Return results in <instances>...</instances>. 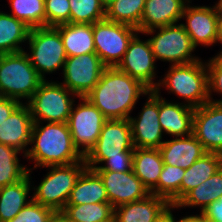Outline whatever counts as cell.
I'll return each mask as SVG.
<instances>
[{
  "label": "cell",
  "instance_id": "obj_35",
  "mask_svg": "<svg viewBox=\"0 0 222 222\" xmlns=\"http://www.w3.org/2000/svg\"><path fill=\"white\" fill-rule=\"evenodd\" d=\"M70 23L94 24L105 19V8L100 0H69Z\"/></svg>",
  "mask_w": 222,
  "mask_h": 222
},
{
  "label": "cell",
  "instance_id": "obj_27",
  "mask_svg": "<svg viewBox=\"0 0 222 222\" xmlns=\"http://www.w3.org/2000/svg\"><path fill=\"white\" fill-rule=\"evenodd\" d=\"M222 196V167L210 178L190 190L177 204L176 209L200 207L199 214Z\"/></svg>",
  "mask_w": 222,
  "mask_h": 222
},
{
  "label": "cell",
  "instance_id": "obj_45",
  "mask_svg": "<svg viewBox=\"0 0 222 222\" xmlns=\"http://www.w3.org/2000/svg\"><path fill=\"white\" fill-rule=\"evenodd\" d=\"M177 222H207L200 214L183 216Z\"/></svg>",
  "mask_w": 222,
  "mask_h": 222
},
{
  "label": "cell",
  "instance_id": "obj_42",
  "mask_svg": "<svg viewBox=\"0 0 222 222\" xmlns=\"http://www.w3.org/2000/svg\"><path fill=\"white\" fill-rule=\"evenodd\" d=\"M176 208V205H169L154 222H177L172 210Z\"/></svg>",
  "mask_w": 222,
  "mask_h": 222
},
{
  "label": "cell",
  "instance_id": "obj_25",
  "mask_svg": "<svg viewBox=\"0 0 222 222\" xmlns=\"http://www.w3.org/2000/svg\"><path fill=\"white\" fill-rule=\"evenodd\" d=\"M103 202H109V200L102 179L94 170L86 168L71 190L66 205Z\"/></svg>",
  "mask_w": 222,
  "mask_h": 222
},
{
  "label": "cell",
  "instance_id": "obj_9",
  "mask_svg": "<svg viewBox=\"0 0 222 222\" xmlns=\"http://www.w3.org/2000/svg\"><path fill=\"white\" fill-rule=\"evenodd\" d=\"M139 31L129 25L106 19L93 24L95 53L106 67H117L132 38Z\"/></svg>",
  "mask_w": 222,
  "mask_h": 222
},
{
  "label": "cell",
  "instance_id": "obj_19",
  "mask_svg": "<svg viewBox=\"0 0 222 222\" xmlns=\"http://www.w3.org/2000/svg\"><path fill=\"white\" fill-rule=\"evenodd\" d=\"M159 95V123L164 133L177 137L193 133L195 108L184 103L168 102Z\"/></svg>",
  "mask_w": 222,
  "mask_h": 222
},
{
  "label": "cell",
  "instance_id": "obj_44",
  "mask_svg": "<svg viewBox=\"0 0 222 222\" xmlns=\"http://www.w3.org/2000/svg\"><path fill=\"white\" fill-rule=\"evenodd\" d=\"M217 39L222 45V7L218 5V16H217Z\"/></svg>",
  "mask_w": 222,
  "mask_h": 222
},
{
  "label": "cell",
  "instance_id": "obj_28",
  "mask_svg": "<svg viewBox=\"0 0 222 222\" xmlns=\"http://www.w3.org/2000/svg\"><path fill=\"white\" fill-rule=\"evenodd\" d=\"M30 29L10 13L0 11V54L24 51L20 45L27 43Z\"/></svg>",
  "mask_w": 222,
  "mask_h": 222
},
{
  "label": "cell",
  "instance_id": "obj_46",
  "mask_svg": "<svg viewBox=\"0 0 222 222\" xmlns=\"http://www.w3.org/2000/svg\"><path fill=\"white\" fill-rule=\"evenodd\" d=\"M116 0H100L102 6L106 9L109 5H111Z\"/></svg>",
  "mask_w": 222,
  "mask_h": 222
},
{
  "label": "cell",
  "instance_id": "obj_1",
  "mask_svg": "<svg viewBox=\"0 0 222 222\" xmlns=\"http://www.w3.org/2000/svg\"><path fill=\"white\" fill-rule=\"evenodd\" d=\"M149 89L117 67H106L99 82L85 96L107 120L129 119L140 96Z\"/></svg>",
  "mask_w": 222,
  "mask_h": 222
},
{
  "label": "cell",
  "instance_id": "obj_36",
  "mask_svg": "<svg viewBox=\"0 0 222 222\" xmlns=\"http://www.w3.org/2000/svg\"><path fill=\"white\" fill-rule=\"evenodd\" d=\"M46 26L70 23L69 0H44Z\"/></svg>",
  "mask_w": 222,
  "mask_h": 222
},
{
  "label": "cell",
  "instance_id": "obj_10",
  "mask_svg": "<svg viewBox=\"0 0 222 222\" xmlns=\"http://www.w3.org/2000/svg\"><path fill=\"white\" fill-rule=\"evenodd\" d=\"M78 98L81 101L76 107L73 104L67 124L75 147L85 157L95 146L107 119L88 98Z\"/></svg>",
  "mask_w": 222,
  "mask_h": 222
},
{
  "label": "cell",
  "instance_id": "obj_21",
  "mask_svg": "<svg viewBox=\"0 0 222 222\" xmlns=\"http://www.w3.org/2000/svg\"><path fill=\"white\" fill-rule=\"evenodd\" d=\"M159 151L164 164L181 167L185 170L207 153L193 133L188 136L164 140Z\"/></svg>",
  "mask_w": 222,
  "mask_h": 222
},
{
  "label": "cell",
  "instance_id": "obj_5",
  "mask_svg": "<svg viewBox=\"0 0 222 222\" xmlns=\"http://www.w3.org/2000/svg\"><path fill=\"white\" fill-rule=\"evenodd\" d=\"M38 186L33 187L32 200L53 209L62 211L81 173L87 168L85 160L68 165H52Z\"/></svg>",
  "mask_w": 222,
  "mask_h": 222
},
{
  "label": "cell",
  "instance_id": "obj_48",
  "mask_svg": "<svg viewBox=\"0 0 222 222\" xmlns=\"http://www.w3.org/2000/svg\"><path fill=\"white\" fill-rule=\"evenodd\" d=\"M218 54L222 57V51L221 50L218 52Z\"/></svg>",
  "mask_w": 222,
  "mask_h": 222
},
{
  "label": "cell",
  "instance_id": "obj_7",
  "mask_svg": "<svg viewBox=\"0 0 222 222\" xmlns=\"http://www.w3.org/2000/svg\"><path fill=\"white\" fill-rule=\"evenodd\" d=\"M27 44L30 53L25 52L36 72L44 80L45 74L55 73L59 69L63 71L67 54L60 32L55 26L31 28Z\"/></svg>",
  "mask_w": 222,
  "mask_h": 222
},
{
  "label": "cell",
  "instance_id": "obj_47",
  "mask_svg": "<svg viewBox=\"0 0 222 222\" xmlns=\"http://www.w3.org/2000/svg\"><path fill=\"white\" fill-rule=\"evenodd\" d=\"M217 4L222 7V0H218Z\"/></svg>",
  "mask_w": 222,
  "mask_h": 222
},
{
  "label": "cell",
  "instance_id": "obj_38",
  "mask_svg": "<svg viewBox=\"0 0 222 222\" xmlns=\"http://www.w3.org/2000/svg\"><path fill=\"white\" fill-rule=\"evenodd\" d=\"M53 209L31 200L12 220L7 222H47Z\"/></svg>",
  "mask_w": 222,
  "mask_h": 222
},
{
  "label": "cell",
  "instance_id": "obj_30",
  "mask_svg": "<svg viewBox=\"0 0 222 222\" xmlns=\"http://www.w3.org/2000/svg\"><path fill=\"white\" fill-rule=\"evenodd\" d=\"M62 212L71 222L114 221V207L109 202L66 205Z\"/></svg>",
  "mask_w": 222,
  "mask_h": 222
},
{
  "label": "cell",
  "instance_id": "obj_4",
  "mask_svg": "<svg viewBox=\"0 0 222 222\" xmlns=\"http://www.w3.org/2000/svg\"><path fill=\"white\" fill-rule=\"evenodd\" d=\"M43 81L25 50L0 54V96L23 103L22 99L28 101Z\"/></svg>",
  "mask_w": 222,
  "mask_h": 222
},
{
  "label": "cell",
  "instance_id": "obj_33",
  "mask_svg": "<svg viewBox=\"0 0 222 222\" xmlns=\"http://www.w3.org/2000/svg\"><path fill=\"white\" fill-rule=\"evenodd\" d=\"M184 174L185 169L164 164L158 184L150 194L166 199L170 205H176L180 201V187Z\"/></svg>",
  "mask_w": 222,
  "mask_h": 222
},
{
  "label": "cell",
  "instance_id": "obj_32",
  "mask_svg": "<svg viewBox=\"0 0 222 222\" xmlns=\"http://www.w3.org/2000/svg\"><path fill=\"white\" fill-rule=\"evenodd\" d=\"M20 151L0 143V188L14 184L28 175V166L20 164Z\"/></svg>",
  "mask_w": 222,
  "mask_h": 222
},
{
  "label": "cell",
  "instance_id": "obj_26",
  "mask_svg": "<svg viewBox=\"0 0 222 222\" xmlns=\"http://www.w3.org/2000/svg\"><path fill=\"white\" fill-rule=\"evenodd\" d=\"M164 162L159 149L134 148L133 173L150 192L157 184Z\"/></svg>",
  "mask_w": 222,
  "mask_h": 222
},
{
  "label": "cell",
  "instance_id": "obj_6",
  "mask_svg": "<svg viewBox=\"0 0 222 222\" xmlns=\"http://www.w3.org/2000/svg\"><path fill=\"white\" fill-rule=\"evenodd\" d=\"M75 97L78 98L59 81L44 80L25 103L34 122L67 123Z\"/></svg>",
  "mask_w": 222,
  "mask_h": 222
},
{
  "label": "cell",
  "instance_id": "obj_16",
  "mask_svg": "<svg viewBox=\"0 0 222 222\" xmlns=\"http://www.w3.org/2000/svg\"><path fill=\"white\" fill-rule=\"evenodd\" d=\"M193 134L206 152L222 154V103L209 101L195 108Z\"/></svg>",
  "mask_w": 222,
  "mask_h": 222
},
{
  "label": "cell",
  "instance_id": "obj_37",
  "mask_svg": "<svg viewBox=\"0 0 222 222\" xmlns=\"http://www.w3.org/2000/svg\"><path fill=\"white\" fill-rule=\"evenodd\" d=\"M208 70L209 101L222 103V98L213 99L212 92L222 95V57L217 54L206 62Z\"/></svg>",
  "mask_w": 222,
  "mask_h": 222
},
{
  "label": "cell",
  "instance_id": "obj_17",
  "mask_svg": "<svg viewBox=\"0 0 222 222\" xmlns=\"http://www.w3.org/2000/svg\"><path fill=\"white\" fill-rule=\"evenodd\" d=\"M102 179L109 203L114 207L146 198L150 192L133 173L116 171H95Z\"/></svg>",
  "mask_w": 222,
  "mask_h": 222
},
{
  "label": "cell",
  "instance_id": "obj_22",
  "mask_svg": "<svg viewBox=\"0 0 222 222\" xmlns=\"http://www.w3.org/2000/svg\"><path fill=\"white\" fill-rule=\"evenodd\" d=\"M169 205L166 199L149 194L142 200L114 208V222H154Z\"/></svg>",
  "mask_w": 222,
  "mask_h": 222
},
{
  "label": "cell",
  "instance_id": "obj_18",
  "mask_svg": "<svg viewBox=\"0 0 222 222\" xmlns=\"http://www.w3.org/2000/svg\"><path fill=\"white\" fill-rule=\"evenodd\" d=\"M33 123L28 106L21 103L0 125V143L16 148L25 157L31 141Z\"/></svg>",
  "mask_w": 222,
  "mask_h": 222
},
{
  "label": "cell",
  "instance_id": "obj_29",
  "mask_svg": "<svg viewBox=\"0 0 222 222\" xmlns=\"http://www.w3.org/2000/svg\"><path fill=\"white\" fill-rule=\"evenodd\" d=\"M222 167V154L205 153L185 170L180 187V200L193 188L210 178Z\"/></svg>",
  "mask_w": 222,
  "mask_h": 222
},
{
  "label": "cell",
  "instance_id": "obj_11",
  "mask_svg": "<svg viewBox=\"0 0 222 222\" xmlns=\"http://www.w3.org/2000/svg\"><path fill=\"white\" fill-rule=\"evenodd\" d=\"M121 152H134L129 119L107 120L95 146L84 157L86 166L93 170L107 158L121 156Z\"/></svg>",
  "mask_w": 222,
  "mask_h": 222
},
{
  "label": "cell",
  "instance_id": "obj_12",
  "mask_svg": "<svg viewBox=\"0 0 222 222\" xmlns=\"http://www.w3.org/2000/svg\"><path fill=\"white\" fill-rule=\"evenodd\" d=\"M106 66L96 53L67 57L63 68V82L69 91L85 97L99 82Z\"/></svg>",
  "mask_w": 222,
  "mask_h": 222
},
{
  "label": "cell",
  "instance_id": "obj_23",
  "mask_svg": "<svg viewBox=\"0 0 222 222\" xmlns=\"http://www.w3.org/2000/svg\"><path fill=\"white\" fill-rule=\"evenodd\" d=\"M28 175L11 185L0 188V222L12 220L31 200L32 168L28 167Z\"/></svg>",
  "mask_w": 222,
  "mask_h": 222
},
{
  "label": "cell",
  "instance_id": "obj_2",
  "mask_svg": "<svg viewBox=\"0 0 222 222\" xmlns=\"http://www.w3.org/2000/svg\"><path fill=\"white\" fill-rule=\"evenodd\" d=\"M30 145L25 158L34 161V169L85 160L73 143L67 123L46 122L43 126V122H34Z\"/></svg>",
  "mask_w": 222,
  "mask_h": 222
},
{
  "label": "cell",
  "instance_id": "obj_13",
  "mask_svg": "<svg viewBox=\"0 0 222 222\" xmlns=\"http://www.w3.org/2000/svg\"><path fill=\"white\" fill-rule=\"evenodd\" d=\"M144 106L135 118L130 116L132 142L134 148L159 149L164 143L161 124L159 123V95L149 90Z\"/></svg>",
  "mask_w": 222,
  "mask_h": 222
},
{
  "label": "cell",
  "instance_id": "obj_14",
  "mask_svg": "<svg viewBox=\"0 0 222 222\" xmlns=\"http://www.w3.org/2000/svg\"><path fill=\"white\" fill-rule=\"evenodd\" d=\"M139 32L132 38L117 68L140 81L149 90L157 86L156 60L149 39L141 40Z\"/></svg>",
  "mask_w": 222,
  "mask_h": 222
},
{
  "label": "cell",
  "instance_id": "obj_20",
  "mask_svg": "<svg viewBox=\"0 0 222 222\" xmlns=\"http://www.w3.org/2000/svg\"><path fill=\"white\" fill-rule=\"evenodd\" d=\"M189 1L190 0H146L140 20V33L177 22L179 23L185 6Z\"/></svg>",
  "mask_w": 222,
  "mask_h": 222
},
{
  "label": "cell",
  "instance_id": "obj_24",
  "mask_svg": "<svg viewBox=\"0 0 222 222\" xmlns=\"http://www.w3.org/2000/svg\"><path fill=\"white\" fill-rule=\"evenodd\" d=\"M67 54V57L95 53L93 24L66 23L55 26Z\"/></svg>",
  "mask_w": 222,
  "mask_h": 222
},
{
  "label": "cell",
  "instance_id": "obj_15",
  "mask_svg": "<svg viewBox=\"0 0 222 222\" xmlns=\"http://www.w3.org/2000/svg\"><path fill=\"white\" fill-rule=\"evenodd\" d=\"M191 0L185 6L181 23L190 36L193 46H213L218 43L217 39V16L218 4L211 6H192Z\"/></svg>",
  "mask_w": 222,
  "mask_h": 222
},
{
  "label": "cell",
  "instance_id": "obj_8",
  "mask_svg": "<svg viewBox=\"0 0 222 222\" xmlns=\"http://www.w3.org/2000/svg\"><path fill=\"white\" fill-rule=\"evenodd\" d=\"M142 34L153 35L149 41L156 62L159 59L169 62V65H183L201 59L192 54L196 48L181 23L151 29Z\"/></svg>",
  "mask_w": 222,
  "mask_h": 222
},
{
  "label": "cell",
  "instance_id": "obj_43",
  "mask_svg": "<svg viewBox=\"0 0 222 222\" xmlns=\"http://www.w3.org/2000/svg\"><path fill=\"white\" fill-rule=\"evenodd\" d=\"M47 222H71L62 211H54Z\"/></svg>",
  "mask_w": 222,
  "mask_h": 222
},
{
  "label": "cell",
  "instance_id": "obj_41",
  "mask_svg": "<svg viewBox=\"0 0 222 222\" xmlns=\"http://www.w3.org/2000/svg\"><path fill=\"white\" fill-rule=\"evenodd\" d=\"M21 104L18 100L0 96V125Z\"/></svg>",
  "mask_w": 222,
  "mask_h": 222
},
{
  "label": "cell",
  "instance_id": "obj_34",
  "mask_svg": "<svg viewBox=\"0 0 222 222\" xmlns=\"http://www.w3.org/2000/svg\"><path fill=\"white\" fill-rule=\"evenodd\" d=\"M11 15L30 28L45 27L44 0H9Z\"/></svg>",
  "mask_w": 222,
  "mask_h": 222
},
{
  "label": "cell",
  "instance_id": "obj_31",
  "mask_svg": "<svg viewBox=\"0 0 222 222\" xmlns=\"http://www.w3.org/2000/svg\"><path fill=\"white\" fill-rule=\"evenodd\" d=\"M146 0H116L105 9V19L132 26L140 33V20Z\"/></svg>",
  "mask_w": 222,
  "mask_h": 222
},
{
  "label": "cell",
  "instance_id": "obj_40",
  "mask_svg": "<svg viewBox=\"0 0 222 222\" xmlns=\"http://www.w3.org/2000/svg\"><path fill=\"white\" fill-rule=\"evenodd\" d=\"M200 215L207 222H222V196L208 205Z\"/></svg>",
  "mask_w": 222,
  "mask_h": 222
},
{
  "label": "cell",
  "instance_id": "obj_39",
  "mask_svg": "<svg viewBox=\"0 0 222 222\" xmlns=\"http://www.w3.org/2000/svg\"><path fill=\"white\" fill-rule=\"evenodd\" d=\"M134 152H121V156L107 158L99 167L93 169L94 171H116L128 172L132 171Z\"/></svg>",
  "mask_w": 222,
  "mask_h": 222
},
{
  "label": "cell",
  "instance_id": "obj_3",
  "mask_svg": "<svg viewBox=\"0 0 222 222\" xmlns=\"http://www.w3.org/2000/svg\"><path fill=\"white\" fill-rule=\"evenodd\" d=\"M156 81V93H161V87H165L193 108L209 102L208 70L202 59L190 64L170 65L165 76Z\"/></svg>",
  "mask_w": 222,
  "mask_h": 222
}]
</instances>
